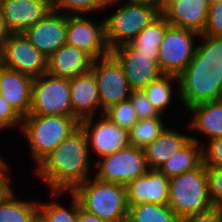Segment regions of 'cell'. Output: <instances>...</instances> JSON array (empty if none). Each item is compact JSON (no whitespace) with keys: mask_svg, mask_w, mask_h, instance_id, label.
I'll list each match as a JSON object with an SVG mask.
<instances>
[{"mask_svg":"<svg viewBox=\"0 0 222 222\" xmlns=\"http://www.w3.org/2000/svg\"><path fill=\"white\" fill-rule=\"evenodd\" d=\"M9 168L10 165L8 166L7 162L0 167V201L13 189L10 185V175H8Z\"/></svg>","mask_w":222,"mask_h":222,"instance_id":"39","label":"cell"},{"mask_svg":"<svg viewBox=\"0 0 222 222\" xmlns=\"http://www.w3.org/2000/svg\"><path fill=\"white\" fill-rule=\"evenodd\" d=\"M95 163V178L125 186L150 170L144 149L132 145L104 156Z\"/></svg>","mask_w":222,"mask_h":222,"instance_id":"8","label":"cell"},{"mask_svg":"<svg viewBox=\"0 0 222 222\" xmlns=\"http://www.w3.org/2000/svg\"><path fill=\"white\" fill-rule=\"evenodd\" d=\"M168 206L181 219L213 206L209 195L207 166L202 162L196 169L169 179Z\"/></svg>","mask_w":222,"mask_h":222,"instance_id":"5","label":"cell"},{"mask_svg":"<svg viewBox=\"0 0 222 222\" xmlns=\"http://www.w3.org/2000/svg\"><path fill=\"white\" fill-rule=\"evenodd\" d=\"M51 10V0H0V11L11 33H23Z\"/></svg>","mask_w":222,"mask_h":222,"instance_id":"16","label":"cell"},{"mask_svg":"<svg viewBox=\"0 0 222 222\" xmlns=\"http://www.w3.org/2000/svg\"><path fill=\"white\" fill-rule=\"evenodd\" d=\"M68 193L72 198L70 209L59 204L55 199L49 203L38 202V212L47 222H78V198L72 192Z\"/></svg>","mask_w":222,"mask_h":222,"instance_id":"30","label":"cell"},{"mask_svg":"<svg viewBox=\"0 0 222 222\" xmlns=\"http://www.w3.org/2000/svg\"><path fill=\"white\" fill-rule=\"evenodd\" d=\"M33 77L5 68L0 77V95L23 118L29 114Z\"/></svg>","mask_w":222,"mask_h":222,"instance_id":"20","label":"cell"},{"mask_svg":"<svg viewBox=\"0 0 222 222\" xmlns=\"http://www.w3.org/2000/svg\"><path fill=\"white\" fill-rule=\"evenodd\" d=\"M89 154L86 134L79 126L37 165L36 174L50 187V197L72 192L89 178Z\"/></svg>","mask_w":222,"mask_h":222,"instance_id":"2","label":"cell"},{"mask_svg":"<svg viewBox=\"0 0 222 222\" xmlns=\"http://www.w3.org/2000/svg\"><path fill=\"white\" fill-rule=\"evenodd\" d=\"M102 116L98 122H94L95 116L80 121L87 137L89 151L93 150L99 158L130 145L129 131L113 123L105 114Z\"/></svg>","mask_w":222,"mask_h":222,"instance_id":"14","label":"cell"},{"mask_svg":"<svg viewBox=\"0 0 222 222\" xmlns=\"http://www.w3.org/2000/svg\"><path fill=\"white\" fill-rule=\"evenodd\" d=\"M28 115L73 116L70 79L55 77L48 72L34 78Z\"/></svg>","mask_w":222,"mask_h":222,"instance_id":"7","label":"cell"},{"mask_svg":"<svg viewBox=\"0 0 222 222\" xmlns=\"http://www.w3.org/2000/svg\"><path fill=\"white\" fill-rule=\"evenodd\" d=\"M66 43L88 53L93 59L110 55L106 42L105 20L100 23L84 14L67 15Z\"/></svg>","mask_w":222,"mask_h":222,"instance_id":"11","label":"cell"},{"mask_svg":"<svg viewBox=\"0 0 222 222\" xmlns=\"http://www.w3.org/2000/svg\"><path fill=\"white\" fill-rule=\"evenodd\" d=\"M91 179L88 178L72 191L80 206L108 222H127L129 205L126 186L103 182L95 177Z\"/></svg>","mask_w":222,"mask_h":222,"instance_id":"3","label":"cell"},{"mask_svg":"<svg viewBox=\"0 0 222 222\" xmlns=\"http://www.w3.org/2000/svg\"><path fill=\"white\" fill-rule=\"evenodd\" d=\"M192 120L187 123L195 133H203L208 140L222 137V100L197 104L187 110Z\"/></svg>","mask_w":222,"mask_h":222,"instance_id":"23","label":"cell"},{"mask_svg":"<svg viewBox=\"0 0 222 222\" xmlns=\"http://www.w3.org/2000/svg\"><path fill=\"white\" fill-rule=\"evenodd\" d=\"M180 222H222V208L212 206L206 211L183 217Z\"/></svg>","mask_w":222,"mask_h":222,"instance_id":"38","label":"cell"},{"mask_svg":"<svg viewBox=\"0 0 222 222\" xmlns=\"http://www.w3.org/2000/svg\"><path fill=\"white\" fill-rule=\"evenodd\" d=\"M121 2L120 0H108L107 6L110 8V6H114L116 3L118 4ZM127 3L131 4H144V5H149V6H154L158 7L160 10H162L163 5H164V0H127Z\"/></svg>","mask_w":222,"mask_h":222,"instance_id":"40","label":"cell"},{"mask_svg":"<svg viewBox=\"0 0 222 222\" xmlns=\"http://www.w3.org/2000/svg\"><path fill=\"white\" fill-rule=\"evenodd\" d=\"M208 0H164L161 14L170 25L201 34L208 18Z\"/></svg>","mask_w":222,"mask_h":222,"instance_id":"17","label":"cell"},{"mask_svg":"<svg viewBox=\"0 0 222 222\" xmlns=\"http://www.w3.org/2000/svg\"><path fill=\"white\" fill-rule=\"evenodd\" d=\"M201 34L222 36V0L210 3L206 26Z\"/></svg>","mask_w":222,"mask_h":222,"instance_id":"34","label":"cell"},{"mask_svg":"<svg viewBox=\"0 0 222 222\" xmlns=\"http://www.w3.org/2000/svg\"><path fill=\"white\" fill-rule=\"evenodd\" d=\"M190 140V135L187 136L172 128H166L152 143L143 148L149 169L159 170Z\"/></svg>","mask_w":222,"mask_h":222,"instance_id":"22","label":"cell"},{"mask_svg":"<svg viewBox=\"0 0 222 222\" xmlns=\"http://www.w3.org/2000/svg\"><path fill=\"white\" fill-rule=\"evenodd\" d=\"M80 126L73 116L27 115L21 130L30 147L31 156L38 165L52 150Z\"/></svg>","mask_w":222,"mask_h":222,"instance_id":"4","label":"cell"},{"mask_svg":"<svg viewBox=\"0 0 222 222\" xmlns=\"http://www.w3.org/2000/svg\"><path fill=\"white\" fill-rule=\"evenodd\" d=\"M129 99L134 107L138 120L162 116L143 90H132Z\"/></svg>","mask_w":222,"mask_h":222,"instance_id":"33","label":"cell"},{"mask_svg":"<svg viewBox=\"0 0 222 222\" xmlns=\"http://www.w3.org/2000/svg\"><path fill=\"white\" fill-rule=\"evenodd\" d=\"M161 116L139 119L129 130V143L132 146L145 148L152 143L165 129Z\"/></svg>","mask_w":222,"mask_h":222,"instance_id":"29","label":"cell"},{"mask_svg":"<svg viewBox=\"0 0 222 222\" xmlns=\"http://www.w3.org/2000/svg\"><path fill=\"white\" fill-rule=\"evenodd\" d=\"M93 60L85 51L65 43L48 58L47 72L55 77L72 79L90 71Z\"/></svg>","mask_w":222,"mask_h":222,"instance_id":"21","label":"cell"},{"mask_svg":"<svg viewBox=\"0 0 222 222\" xmlns=\"http://www.w3.org/2000/svg\"><path fill=\"white\" fill-rule=\"evenodd\" d=\"M108 0H51L52 9L66 15L94 13L107 9Z\"/></svg>","mask_w":222,"mask_h":222,"instance_id":"31","label":"cell"},{"mask_svg":"<svg viewBox=\"0 0 222 222\" xmlns=\"http://www.w3.org/2000/svg\"><path fill=\"white\" fill-rule=\"evenodd\" d=\"M110 54L121 65L132 90H143L163 75L153 54L138 52L130 44L117 46Z\"/></svg>","mask_w":222,"mask_h":222,"instance_id":"12","label":"cell"},{"mask_svg":"<svg viewBox=\"0 0 222 222\" xmlns=\"http://www.w3.org/2000/svg\"><path fill=\"white\" fill-rule=\"evenodd\" d=\"M4 64L6 68L19 71L33 78L48 70V58L45 57L24 33H11L3 44Z\"/></svg>","mask_w":222,"mask_h":222,"instance_id":"13","label":"cell"},{"mask_svg":"<svg viewBox=\"0 0 222 222\" xmlns=\"http://www.w3.org/2000/svg\"><path fill=\"white\" fill-rule=\"evenodd\" d=\"M37 214V201L17 199L13 189L0 201V222H32Z\"/></svg>","mask_w":222,"mask_h":222,"instance_id":"26","label":"cell"},{"mask_svg":"<svg viewBox=\"0 0 222 222\" xmlns=\"http://www.w3.org/2000/svg\"><path fill=\"white\" fill-rule=\"evenodd\" d=\"M199 40L192 60L178 76L179 99L186 110L222 100V36L200 34Z\"/></svg>","mask_w":222,"mask_h":222,"instance_id":"1","label":"cell"},{"mask_svg":"<svg viewBox=\"0 0 222 222\" xmlns=\"http://www.w3.org/2000/svg\"><path fill=\"white\" fill-rule=\"evenodd\" d=\"M203 145V163L207 167H222V137Z\"/></svg>","mask_w":222,"mask_h":222,"instance_id":"36","label":"cell"},{"mask_svg":"<svg viewBox=\"0 0 222 222\" xmlns=\"http://www.w3.org/2000/svg\"><path fill=\"white\" fill-rule=\"evenodd\" d=\"M78 222H108L106 220L101 219L95 214H92L80 206L78 200Z\"/></svg>","mask_w":222,"mask_h":222,"instance_id":"41","label":"cell"},{"mask_svg":"<svg viewBox=\"0 0 222 222\" xmlns=\"http://www.w3.org/2000/svg\"><path fill=\"white\" fill-rule=\"evenodd\" d=\"M32 222H47L46 219L38 212Z\"/></svg>","mask_w":222,"mask_h":222,"instance_id":"43","label":"cell"},{"mask_svg":"<svg viewBox=\"0 0 222 222\" xmlns=\"http://www.w3.org/2000/svg\"><path fill=\"white\" fill-rule=\"evenodd\" d=\"M202 143L198 138L191 136V140L167 160L159 171L170 179L196 169L203 162Z\"/></svg>","mask_w":222,"mask_h":222,"instance_id":"24","label":"cell"},{"mask_svg":"<svg viewBox=\"0 0 222 222\" xmlns=\"http://www.w3.org/2000/svg\"><path fill=\"white\" fill-rule=\"evenodd\" d=\"M207 174L213 206L222 208V167H207Z\"/></svg>","mask_w":222,"mask_h":222,"instance_id":"35","label":"cell"},{"mask_svg":"<svg viewBox=\"0 0 222 222\" xmlns=\"http://www.w3.org/2000/svg\"><path fill=\"white\" fill-rule=\"evenodd\" d=\"M169 26L167 19L160 14L136 36L130 45L138 52L153 54L158 59V50Z\"/></svg>","mask_w":222,"mask_h":222,"instance_id":"25","label":"cell"},{"mask_svg":"<svg viewBox=\"0 0 222 222\" xmlns=\"http://www.w3.org/2000/svg\"><path fill=\"white\" fill-rule=\"evenodd\" d=\"M5 68H6L5 64H0V77Z\"/></svg>","mask_w":222,"mask_h":222,"instance_id":"45","label":"cell"},{"mask_svg":"<svg viewBox=\"0 0 222 222\" xmlns=\"http://www.w3.org/2000/svg\"><path fill=\"white\" fill-rule=\"evenodd\" d=\"M104 114L116 125L121 128L130 130L138 121L137 114L130 99L121 101L114 106H111Z\"/></svg>","mask_w":222,"mask_h":222,"instance_id":"32","label":"cell"},{"mask_svg":"<svg viewBox=\"0 0 222 222\" xmlns=\"http://www.w3.org/2000/svg\"><path fill=\"white\" fill-rule=\"evenodd\" d=\"M91 71L97 81L101 114L111 106L129 99L132 89L121 65L111 54L94 59Z\"/></svg>","mask_w":222,"mask_h":222,"instance_id":"10","label":"cell"},{"mask_svg":"<svg viewBox=\"0 0 222 222\" xmlns=\"http://www.w3.org/2000/svg\"><path fill=\"white\" fill-rule=\"evenodd\" d=\"M0 64H4L3 45L0 44Z\"/></svg>","mask_w":222,"mask_h":222,"instance_id":"44","label":"cell"},{"mask_svg":"<svg viewBox=\"0 0 222 222\" xmlns=\"http://www.w3.org/2000/svg\"><path fill=\"white\" fill-rule=\"evenodd\" d=\"M23 118L15 109L0 95V130L18 127L21 129Z\"/></svg>","mask_w":222,"mask_h":222,"instance_id":"37","label":"cell"},{"mask_svg":"<svg viewBox=\"0 0 222 222\" xmlns=\"http://www.w3.org/2000/svg\"><path fill=\"white\" fill-rule=\"evenodd\" d=\"M170 181L159 170H149L126 185L128 205L145 203L167 205Z\"/></svg>","mask_w":222,"mask_h":222,"instance_id":"18","label":"cell"},{"mask_svg":"<svg viewBox=\"0 0 222 222\" xmlns=\"http://www.w3.org/2000/svg\"><path fill=\"white\" fill-rule=\"evenodd\" d=\"M209 3H214V2H217V1H220V0H208Z\"/></svg>","mask_w":222,"mask_h":222,"instance_id":"47","label":"cell"},{"mask_svg":"<svg viewBox=\"0 0 222 222\" xmlns=\"http://www.w3.org/2000/svg\"><path fill=\"white\" fill-rule=\"evenodd\" d=\"M3 157L2 156H0V167L6 162L5 160H4V158L2 159Z\"/></svg>","mask_w":222,"mask_h":222,"instance_id":"46","label":"cell"},{"mask_svg":"<svg viewBox=\"0 0 222 222\" xmlns=\"http://www.w3.org/2000/svg\"><path fill=\"white\" fill-rule=\"evenodd\" d=\"M67 15L51 10L23 33L45 57L49 58L66 43Z\"/></svg>","mask_w":222,"mask_h":222,"instance_id":"15","label":"cell"},{"mask_svg":"<svg viewBox=\"0 0 222 222\" xmlns=\"http://www.w3.org/2000/svg\"><path fill=\"white\" fill-rule=\"evenodd\" d=\"M174 82H177V93L179 97V79L174 75H165L163 74L160 78L149 83L143 91L148 96V99L152 102L157 111L162 115L166 108L172 103ZM173 83V85H172Z\"/></svg>","mask_w":222,"mask_h":222,"instance_id":"27","label":"cell"},{"mask_svg":"<svg viewBox=\"0 0 222 222\" xmlns=\"http://www.w3.org/2000/svg\"><path fill=\"white\" fill-rule=\"evenodd\" d=\"M196 31L170 25L158 50V65L165 75L179 76L192 60L197 46Z\"/></svg>","mask_w":222,"mask_h":222,"instance_id":"9","label":"cell"},{"mask_svg":"<svg viewBox=\"0 0 222 222\" xmlns=\"http://www.w3.org/2000/svg\"><path fill=\"white\" fill-rule=\"evenodd\" d=\"M11 32L8 30L5 24V20L2 17V13L0 11V44H4V41L9 37Z\"/></svg>","mask_w":222,"mask_h":222,"instance_id":"42","label":"cell"},{"mask_svg":"<svg viewBox=\"0 0 222 222\" xmlns=\"http://www.w3.org/2000/svg\"><path fill=\"white\" fill-rule=\"evenodd\" d=\"M70 99L73 117L79 121L97 114L100 108L99 92L91 70L70 79Z\"/></svg>","mask_w":222,"mask_h":222,"instance_id":"19","label":"cell"},{"mask_svg":"<svg viewBox=\"0 0 222 222\" xmlns=\"http://www.w3.org/2000/svg\"><path fill=\"white\" fill-rule=\"evenodd\" d=\"M160 14L161 10L158 7L126 2L104 19L109 49L130 44Z\"/></svg>","mask_w":222,"mask_h":222,"instance_id":"6","label":"cell"},{"mask_svg":"<svg viewBox=\"0 0 222 222\" xmlns=\"http://www.w3.org/2000/svg\"><path fill=\"white\" fill-rule=\"evenodd\" d=\"M127 222H180V218L168 204L148 202L129 206Z\"/></svg>","mask_w":222,"mask_h":222,"instance_id":"28","label":"cell"}]
</instances>
